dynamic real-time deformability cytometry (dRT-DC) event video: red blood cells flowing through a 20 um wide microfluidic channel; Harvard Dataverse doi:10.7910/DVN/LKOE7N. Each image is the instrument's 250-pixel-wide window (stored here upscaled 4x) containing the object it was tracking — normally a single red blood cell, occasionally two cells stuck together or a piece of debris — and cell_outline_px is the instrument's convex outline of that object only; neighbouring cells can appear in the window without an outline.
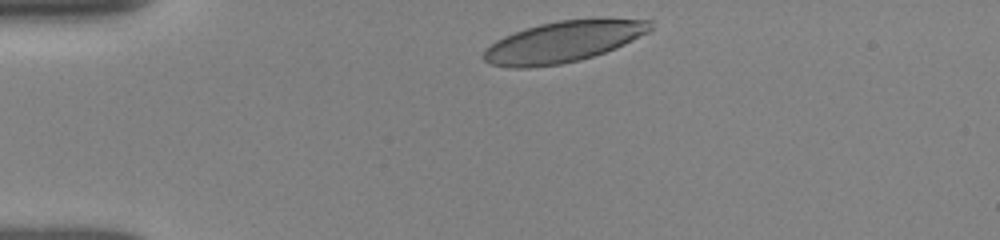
{"species": "human", "species_latin": "Homo sapiens", "temperature_condition": "room temperature", "stored_images_in_passage": 7, "camera_frame_rate_fps": 3000, "um_per_image_px": 0.085, "donor": {"sex": "female"}, "frame": {"image": 1, "passage_image": 1, "time_ms": 0.0, "image_size_px": [1000, 240], "cell_outline_px": [[652, 28], [648, 32], [616, 48], [580, 60], [560, 64], [528, 68], [508, 68], [488, 64], [484, 60], [484, 48], [496, 40], [504, 36], [540, 24], [560, 20], [600, 16], [652, 20]], "centroid_in_image_um": [47.91, 3.52], "position_along_channel_um": 37.1, "area_um2": 40.58}}
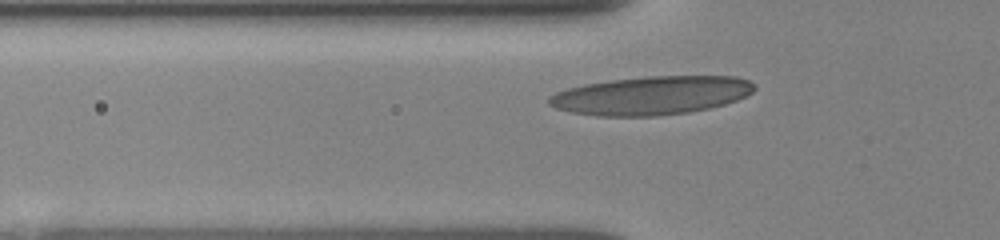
{"frame": {"image": 2, "passage_image": 6, "time_ms": 2.0, "image_size_px": [1000, 240], "cell_outline_px": [[756, 88], [752, 92], [736, 100], [724, 104], [708, 108], [688, 112], [656, 116], [596, 116], [572, 112], [556, 108], [548, 104], [548, 96], [556, 92], [568, 88], [584, 84], [612, 80], [648, 76], [736, 76], [748, 80], [756, 84]], "centroid_in_image_um": [55.36, 8.11], "position_along_channel_um": 70.4, "area_um2": 46.07}}